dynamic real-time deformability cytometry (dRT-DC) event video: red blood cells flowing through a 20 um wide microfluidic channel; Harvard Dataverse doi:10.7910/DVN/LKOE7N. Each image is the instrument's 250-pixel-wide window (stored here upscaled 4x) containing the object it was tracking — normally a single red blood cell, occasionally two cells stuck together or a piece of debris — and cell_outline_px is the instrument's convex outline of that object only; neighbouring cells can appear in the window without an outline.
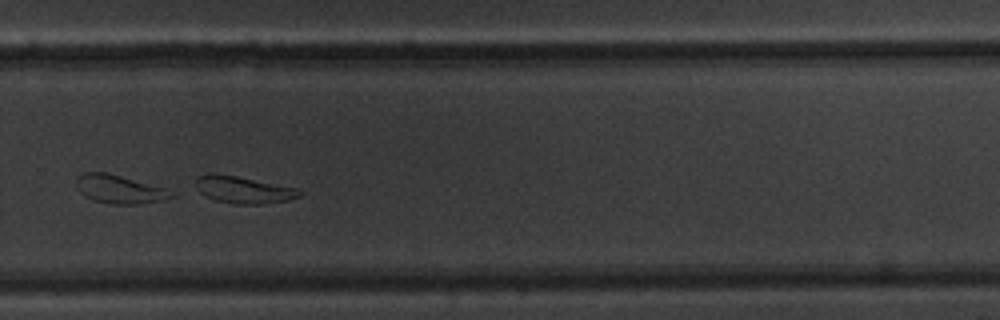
{"species": "common noctule bat (a hibernating species)", "species_latin": "Nyctalus noctula", "temperature_condition": "warm", "stored_images_in_passage": 49, "camera_frame_rate_fps": 3000, "um_per_image_px": 0.085, "animal": {"sex": "male", "body_mass_g": 20.1, "forearm_length_mm": 53.5}, "frame": {"image": 1, "passage_image": 34, "time_ms": 11.0, "image_size_px": [1000, 320], "cell_outline_px": [[304, 192], [300, 196], [288, 200], [264, 204], [236, 204], [216, 200], [200, 192], [196, 188], [196, 176], [208, 172], [216, 172], [300, 188]], "centroid_in_image_um": [20.71, 16.1], "position_along_channel_um": 309.1, "area_um2": 16.65}}
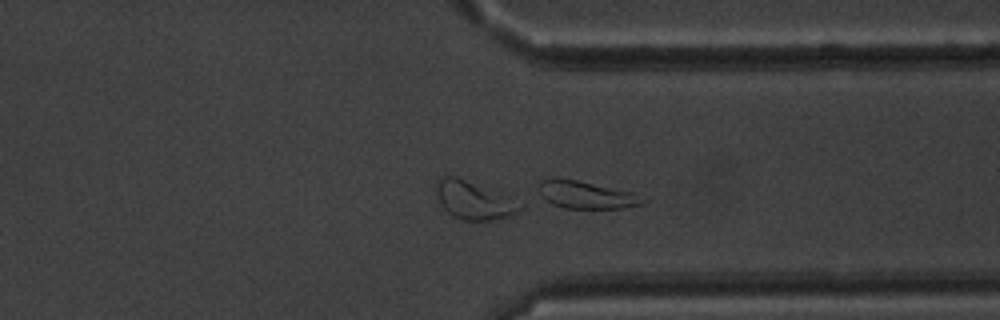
{"frame": {"image": 2, "passage_image": 38, "time_ms": 12.333, "image_size_px": [1000, 320], "cell_outline_px": [[648, 200], [644, 204], [624, 208], [564, 208], [552, 204], [544, 200], [540, 196], [536, 184], [536, 180], [552, 176], [556, 176], [576, 180], [632, 192], [648, 196]], "centroid_in_image_um": [49.78, 16.53], "position_along_channel_um": 361.6, "area_um2": 17.46}}